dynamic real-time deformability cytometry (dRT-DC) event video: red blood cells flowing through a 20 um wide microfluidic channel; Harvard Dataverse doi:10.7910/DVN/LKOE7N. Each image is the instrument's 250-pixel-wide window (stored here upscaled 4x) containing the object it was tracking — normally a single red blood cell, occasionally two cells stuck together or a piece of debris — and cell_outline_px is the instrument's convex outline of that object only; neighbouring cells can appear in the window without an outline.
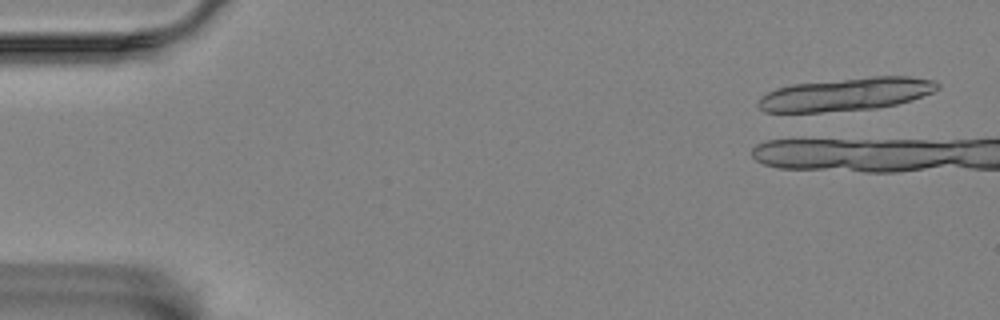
{"species": "Egyptian fruit bat (a non-hibernating species)", "species_latin": "Rousettus aegyptiacus", "temperature_condition": "room temperature", "stored_images_in_passage": 5, "camera_frame_rate_fps": 3000, "um_per_image_px": 0.085, "animal": {"sex": "female"}, "frame": {"image": 1, "passage_image": 3, "time_ms": 0.667, "image_size_px": [1000, 320], "cell_outline_px": [[940, 88], [932, 92], [912, 100], [896, 104], [876, 108], [820, 112], [764, 112], [756, 104], [760, 96], [776, 88], [792, 84], [872, 76], [908, 76], [936, 80], [940, 84]], "centroid_in_image_um": [71.92, 8.0], "position_along_channel_um": 13.1, "area_um2": 34.62}}